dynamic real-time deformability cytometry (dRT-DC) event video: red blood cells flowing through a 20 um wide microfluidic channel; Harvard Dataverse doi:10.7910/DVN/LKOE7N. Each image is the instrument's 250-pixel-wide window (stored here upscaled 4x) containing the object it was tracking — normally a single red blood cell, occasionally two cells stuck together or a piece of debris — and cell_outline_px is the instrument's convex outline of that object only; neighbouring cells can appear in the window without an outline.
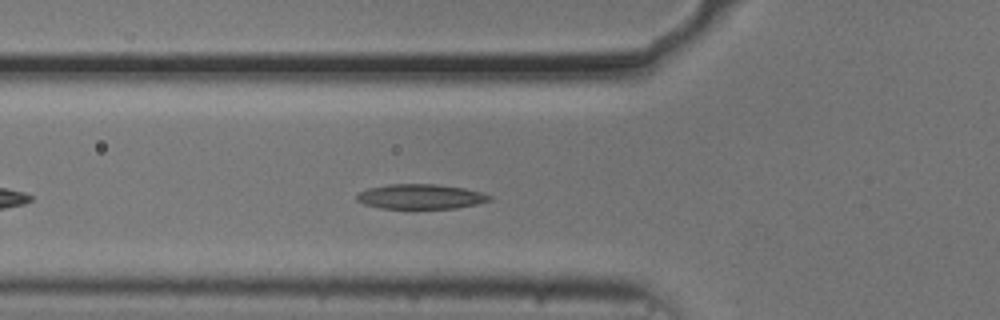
{"species": "common noctule bat (a hibernating species)", "species_latin": "Nyctalus noctula", "temperature_condition": "cold", "stored_images_in_passage": 44, "camera_frame_rate_fps": 3000, "um_per_image_px": 0.085, "animal": {"sex": "male", "body_mass_g": 20.5, "forearm_length_mm": 52.5}, "frame": {"image": 1, "passage_image": 8, "time_ms": 2.333, "image_size_px": [1000, 320], "cell_outline_px": [[492, 200], [476, 204], [456, 208], [380, 208], [364, 204], [356, 200], [356, 196], [360, 192], [368, 188], [388, 184], [436, 184], [464, 188], [480, 192], [492, 196]], "centroid_in_image_um": [35.74, 16.7], "position_along_channel_um": 90.1, "area_um2": 19.13}}
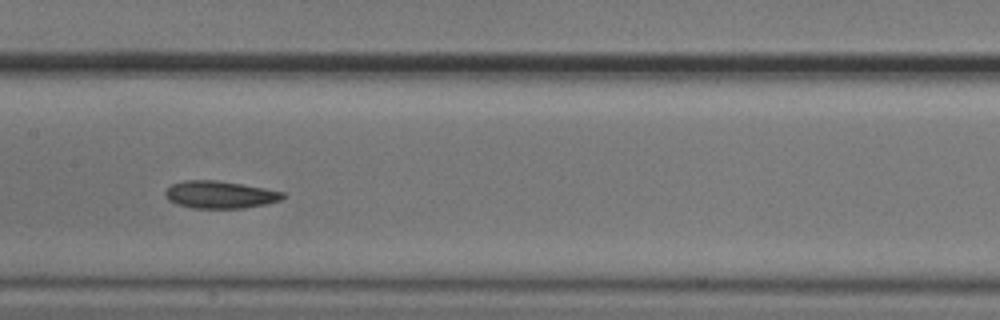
{"frame": {"image": 2, "passage_image": 16, "time_ms": 5.0, "image_size_px": [1000, 320], "cell_outline_px": [[288, 196], [280, 200], [268, 204], [240, 208], [192, 208], [176, 204], [168, 200], [164, 196], [164, 192], [172, 184], [184, 180], [216, 180], [264, 188], [284, 192]], "centroid_in_image_um": [18.69, 16.55], "position_along_channel_um": 188.7, "area_um2": 18.84}}
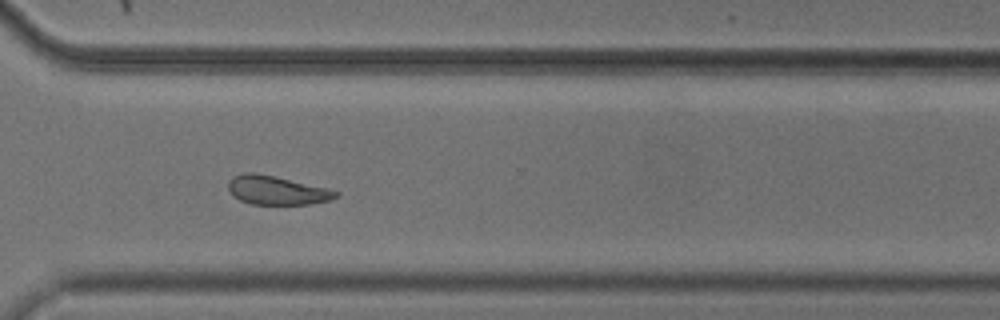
{"frame": {"image": 3, "passage_image": 29, "time_ms": 9.333, "image_size_px": [1000, 320], "cell_outline_px": [[340, 196], [332, 200], [308, 204], [252, 204], [240, 200], [232, 196], [228, 188], [228, 180], [232, 176], [244, 172], [256, 172], [276, 176], [328, 188], [340, 192]], "centroid_in_image_um": [23.52, 16.16], "position_along_channel_um": 347.1, "area_um2": 18.38}, "authors_computed_cell_mechanics": {"area_um2": 18.9873, "velocity_mm_per_s": 3.6695, "shape_relaxation_time_tau1_ms": 4.9554, "shape_relaxation_time_tau2_ms": 8.4639, "deformation_change_tau1": 0.1135, "deformation_change_tau2": 0.1581}}